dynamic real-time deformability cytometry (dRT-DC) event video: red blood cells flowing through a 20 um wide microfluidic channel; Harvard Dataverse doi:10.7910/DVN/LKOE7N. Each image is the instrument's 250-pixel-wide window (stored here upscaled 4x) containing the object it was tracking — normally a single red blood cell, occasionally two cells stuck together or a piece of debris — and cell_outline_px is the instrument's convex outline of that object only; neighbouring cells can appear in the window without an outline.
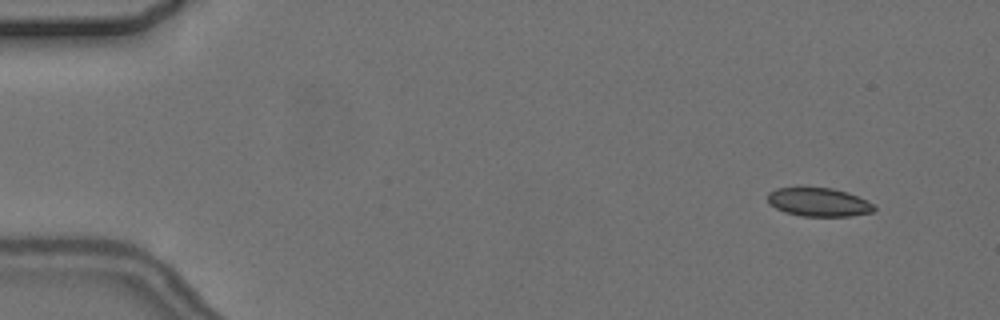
{"species": "common noctule bat (a hibernating species)", "species_latin": "Nyctalus noctula", "temperature_condition": "cold", "stored_images_in_passage": 9, "camera_frame_rate_fps": 3000, "um_per_image_px": 0.085, "animal": {"sex": "female", "body_mass_g": 24.6, "forearm_length_mm": 56.2}, "frame": {"image": 1, "passage_image": 1, "time_ms": 0.0, "image_size_px": [1000, 320], "cell_outline_px": [[876, 208], [872, 212], [852, 216], [804, 216], [784, 212], [768, 204], [768, 192], [776, 188], [832, 188], [848, 192], [868, 200]], "centroid_in_image_um": [69.59, 17.18], "position_along_channel_um": 15.4, "area_um2": 17.74}}
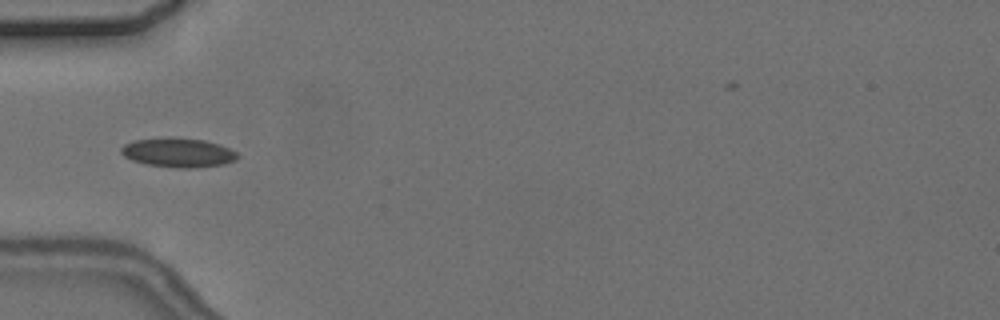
{"frame": {"image": 2, "passage_image": 4, "time_ms": 4.667, "image_size_px": [1000, 320], "cell_outline_px": [[240, 156], [236, 160], [224, 164], [192, 168], [176, 168], [144, 164], [132, 160], [124, 156], [120, 152], [120, 148], [124, 144], [136, 140], [168, 136], [172, 136], [204, 140], [220, 144], [236, 152]], "centroid_in_image_um": [15.13, 12.96], "position_along_channel_um": 69.9, "area_um2": 20.17}}
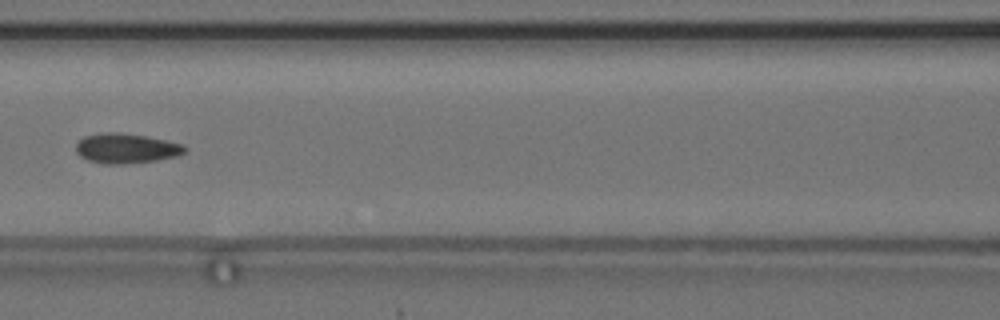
{"frame": {"image": 3, "passage_image": 6, "time_ms": 7.0, "image_size_px": [1000, 320], "cell_outline_px": [[188, 148], [184, 152], [176, 156], [156, 160], [124, 164], [104, 164], [88, 160], [80, 156], [76, 152], [76, 144], [84, 136], [104, 132], [120, 132], [144, 136], [184, 144]], "centroid_in_image_um": [10.71, 12.61], "position_along_channel_um": 155.9, "area_um2": 18.9}}